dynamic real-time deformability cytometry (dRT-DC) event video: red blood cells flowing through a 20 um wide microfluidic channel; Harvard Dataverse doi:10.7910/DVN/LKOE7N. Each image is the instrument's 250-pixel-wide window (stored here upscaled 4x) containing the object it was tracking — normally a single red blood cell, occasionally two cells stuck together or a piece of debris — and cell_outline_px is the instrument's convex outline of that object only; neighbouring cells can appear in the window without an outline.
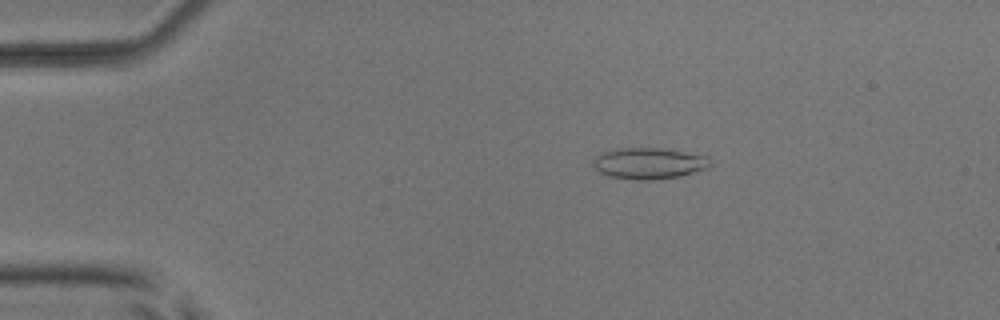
{"species": "common noctule bat (a hibernating species)", "species_latin": "Nyctalus noctula", "temperature_condition": "room temperature", "stored_images_in_passage": 6, "camera_frame_rate_fps": 3000, "um_per_image_px": 0.085, "animal": {"sex": "male", "body_mass_g": 17.9, "forearm_length_mm": 54.2}, "frame": {"image": 1, "passage_image": 3, "time_ms": 2.667, "image_size_px": [1000, 320], "cell_outline_px": [[712, 164], [708, 168], [680, 176], [648, 180], [644, 180], [608, 176], [600, 172], [592, 164], [592, 160], [596, 156], [604, 152], [620, 148], [660, 148], [708, 152]], "centroid_in_image_um": [55.3, 13.85], "position_along_channel_um": 29.7, "area_um2": 21.85}}
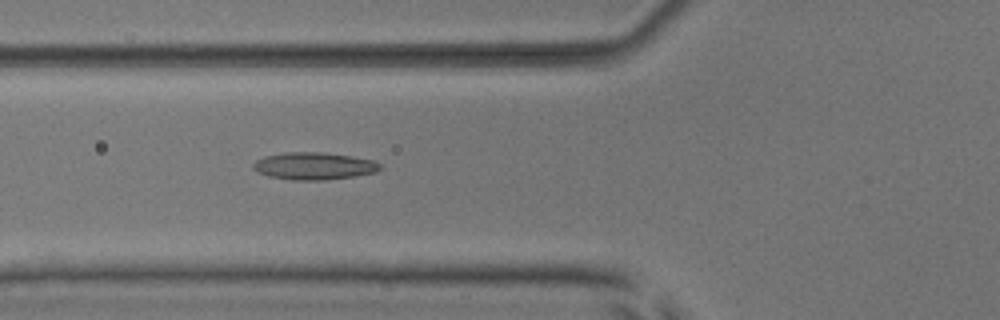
{"frame": {"image": 2, "passage_image": 6, "time_ms": 6.0, "image_size_px": [1000, 320], "cell_outline_px": [[380, 168], [376, 172], [356, 176], [324, 180], [292, 180], [268, 176], [252, 168], [252, 164], [256, 160], [264, 156], [284, 152], [324, 152], [352, 156], [372, 160], [380, 164]], "centroid_in_image_um": [26.67, 14.1], "position_along_channel_um": 99.1, "area_um2": 20.23}}